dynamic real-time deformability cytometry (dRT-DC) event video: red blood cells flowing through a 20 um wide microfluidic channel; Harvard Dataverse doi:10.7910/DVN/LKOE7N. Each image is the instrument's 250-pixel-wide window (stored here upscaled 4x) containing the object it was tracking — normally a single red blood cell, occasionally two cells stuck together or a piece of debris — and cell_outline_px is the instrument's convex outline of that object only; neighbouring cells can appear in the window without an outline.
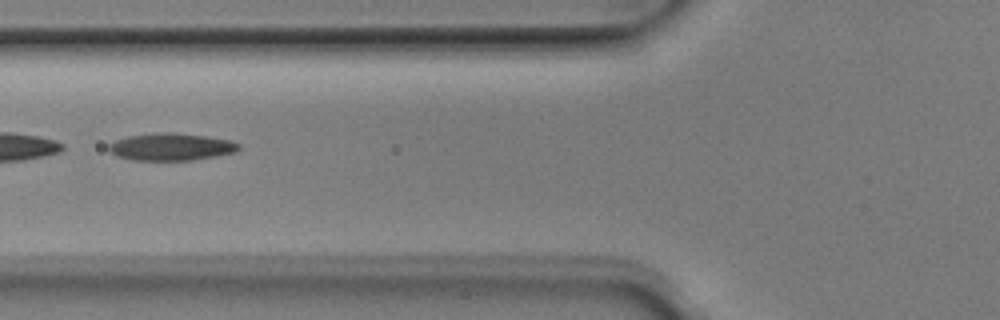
{"species": "Egyptian fruit bat (a non-hibernating species)", "species_latin": "Rousettus aegyptiacus", "temperature_condition": "room temperature", "stored_images_in_passage": 35, "camera_frame_rate_fps": 3000, "um_per_image_px": 0.085, "animal": {"sex": "male"}, "frame": {"image": 1, "passage_image": 7, "time_ms": 2.0, "image_size_px": [1000, 320], "cell_outline_px": [[240, 148], [236, 152], [216, 156], [192, 160], [132, 160], [116, 156], [108, 148], [108, 144], [116, 140], [128, 136], [156, 132], [172, 132], [208, 136], [228, 140], [240, 144]], "centroid_in_image_um": [14.54, 12.48], "position_along_channel_um": 111.3, "area_um2": 20.75}}
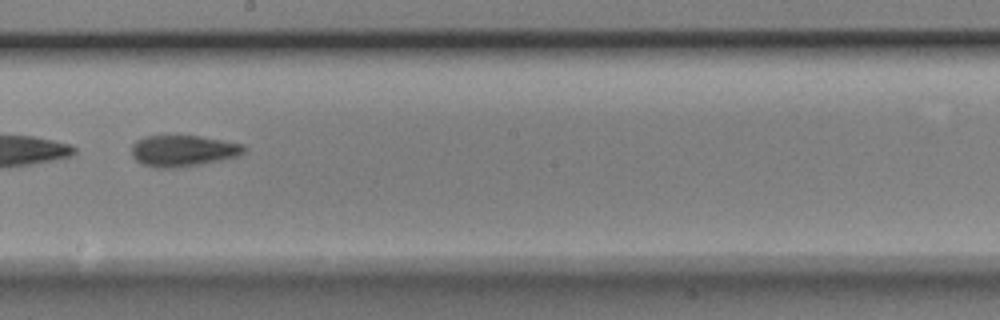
{"frame": {"image": 2, "passage_image": 16, "time_ms": 5.0, "image_size_px": [1000, 320], "cell_outline_px": [[248, 148], [240, 156], [200, 164], [176, 168], [156, 168], [140, 164], [132, 156], [132, 144], [136, 140], [144, 136], [200, 136], [244, 144]], "centroid_in_image_um": [15.56, 12.82], "position_along_channel_um": 232.6, "area_um2": 20.69}}
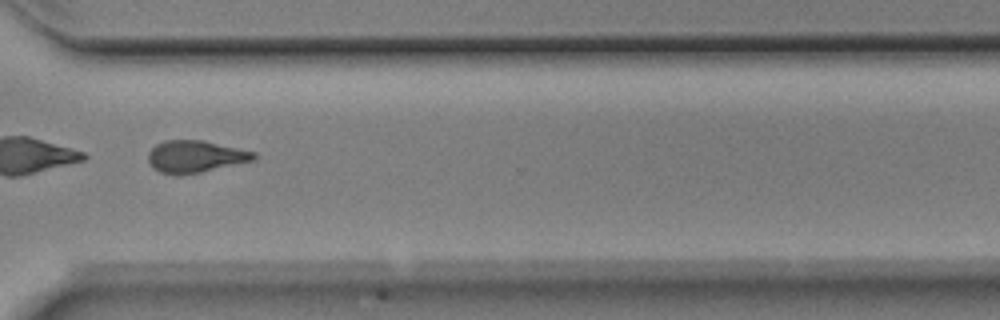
{"frame": {"image": 3, "passage_image": 25, "time_ms": 8.0, "image_size_px": [1000, 320], "cell_outline_px": [[256, 160], [200, 172], [180, 176], [160, 172], [152, 168], [148, 164], [148, 152], [156, 144], [164, 140], [204, 140], [256, 152]], "centroid_in_image_um": [16.58, 13.31], "position_along_channel_um": 354.0, "area_um2": 20.0}, "authors_computed_cell_mechanics": {"area_um2": 20.7502, "velocity_mm_per_s": 4.0432, "shape_relaxation_time_tau1_ms": 2.3939, "shape_relaxation_time_tau2_ms": 4.4986, "deformation_change_tau1": 0.1338, "deformation_change_tau2": 0.12}}